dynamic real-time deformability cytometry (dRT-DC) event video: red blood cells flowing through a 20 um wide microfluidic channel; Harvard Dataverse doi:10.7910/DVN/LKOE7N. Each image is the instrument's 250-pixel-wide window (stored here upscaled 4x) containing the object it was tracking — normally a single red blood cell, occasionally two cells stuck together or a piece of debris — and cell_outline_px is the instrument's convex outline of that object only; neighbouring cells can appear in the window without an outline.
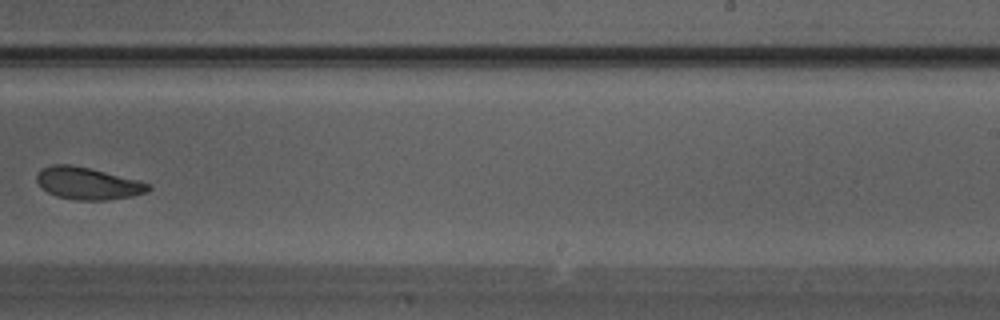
{"species": "Egyptian fruit bat (a non-hibernating species)", "species_latin": "Rousettus aegyptiacus", "temperature_condition": "warm", "stored_images_in_passage": 29, "camera_frame_rate_fps": 3000, "um_per_image_px": 0.085, "animal": {"sex": "male"}, "frame": {"image": 1, "passage_image": 17, "time_ms": 5.333, "image_size_px": [1000, 320], "cell_outline_px": [[152, 188], [148, 192], [132, 196], [104, 200], [76, 200], [56, 196], [40, 188], [36, 180], [36, 172], [40, 168], [52, 164], [68, 164], [88, 168], [152, 184]], "centroid_in_image_um": [7.41, 15.59], "position_along_channel_um": 281.6, "area_um2": 20.92}}